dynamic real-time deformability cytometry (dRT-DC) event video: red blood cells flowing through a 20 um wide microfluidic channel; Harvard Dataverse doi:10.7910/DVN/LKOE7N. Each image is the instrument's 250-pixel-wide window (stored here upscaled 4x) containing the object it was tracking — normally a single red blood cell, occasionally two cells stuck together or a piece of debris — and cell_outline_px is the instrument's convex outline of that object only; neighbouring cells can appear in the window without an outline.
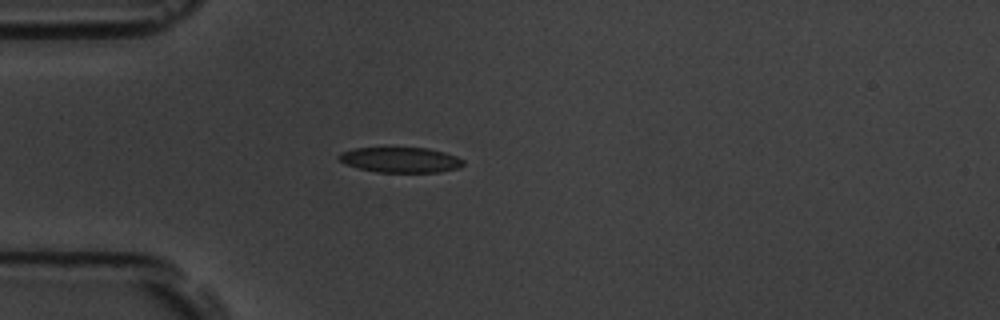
{"species": "common noctule bat (a hibernating species)", "species_latin": "Nyctalus noctula", "temperature_condition": "room temperature", "stored_images_in_passage": 2, "camera_frame_rate_fps": 3000, "um_per_image_px": 0.085, "animal": {"sex": "male", "body_mass_g": 19.5, "forearm_length_mm": 54.6}, "frame": {"image": 1, "passage_image": 2, "time_ms": 0.333, "image_size_px": [1000, 320], "cell_outline_px": [[464, 164], [460, 168], [440, 172], [380, 172], [360, 168], [344, 164], [336, 156], [340, 152], [352, 148], [388, 144], [428, 148], [444, 152], [456, 156], [464, 160]], "centroid_in_image_um": [33.99, 13.52], "position_along_channel_um": 51.0, "area_um2": 19.48}}